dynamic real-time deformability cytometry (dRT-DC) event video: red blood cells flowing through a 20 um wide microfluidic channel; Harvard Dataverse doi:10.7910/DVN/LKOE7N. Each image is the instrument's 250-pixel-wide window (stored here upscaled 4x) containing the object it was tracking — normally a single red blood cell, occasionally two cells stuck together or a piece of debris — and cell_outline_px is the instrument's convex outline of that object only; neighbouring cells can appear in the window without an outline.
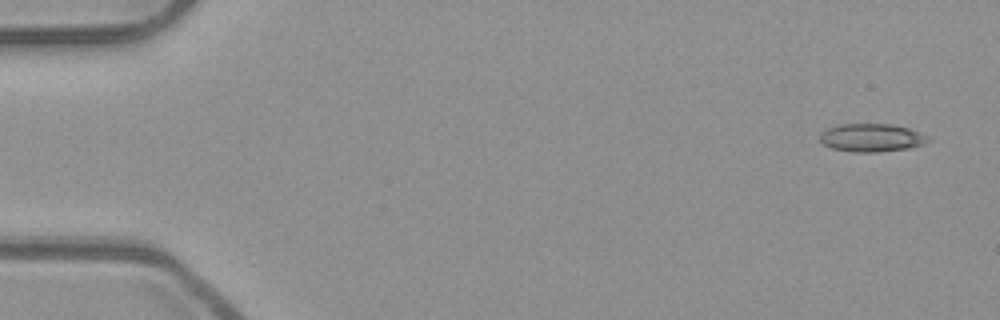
{"species": "common noctule bat (a hibernating species)", "species_latin": "Nyctalus noctula", "temperature_condition": "room temperature", "stored_images_in_passage": 14, "camera_frame_rate_fps": 3000, "um_per_image_px": 0.085, "animal": {"sex": "male", "body_mass_g": 23.1, "forearm_length_mm": 52.7}, "frame": {"image": 1, "passage_image": 1, "time_ms": 0.0, "image_size_px": [1000, 320], "cell_outline_px": [[932, 140], [924, 144], [908, 148], [876, 152], [852, 152], [832, 148], [824, 144], [820, 140], [820, 132], [836, 124], [892, 124], [908, 128]], "centroid_in_image_um": [74.03, 11.7], "position_along_channel_um": 11.0, "area_um2": 17.57}}
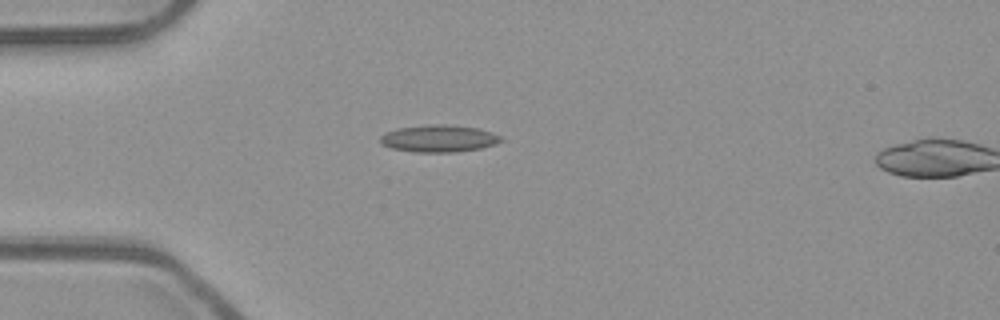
{"frame": {"image": 2, "passage_image": 13, "time_ms": 4.0, "image_size_px": [1000, 320], "cell_outline_px": [[504, 140], [496, 144], [480, 148], [456, 152], [416, 152], [392, 148], [380, 144], [380, 136], [384, 132], [396, 128], [432, 124], [452, 124], [480, 128], [500, 136]], "centroid_in_image_um": [37.29, 11.76], "position_along_channel_um": 47.7, "area_um2": 19.31}}